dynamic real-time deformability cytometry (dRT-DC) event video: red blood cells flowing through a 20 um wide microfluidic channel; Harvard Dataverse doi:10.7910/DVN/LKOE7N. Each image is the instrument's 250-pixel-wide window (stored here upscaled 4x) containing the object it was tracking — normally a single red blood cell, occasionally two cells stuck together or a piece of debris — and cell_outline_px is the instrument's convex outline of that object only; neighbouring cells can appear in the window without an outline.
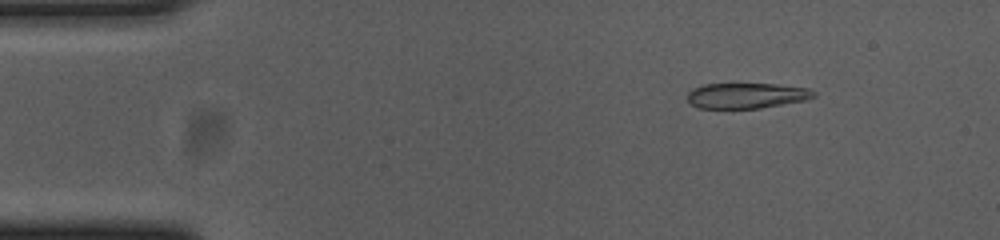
{"species": "common noctule bat (a hibernating species)", "species_latin": "Nyctalus noctula", "temperature_condition": "cold", "stored_images_in_passage": 15, "camera_frame_rate_fps": 3000, "um_per_image_px": 0.085, "animal": {"sex": "female", "body_mass_g": 23.0, "forearm_length_mm": 53.4}, "frame": {"image": 1, "passage_image": 7, "time_ms": 2.0, "image_size_px": [1000, 240], "cell_outline_px": [[816, 96], [808, 100], [760, 108], [700, 108], [688, 104], [688, 92], [692, 88], [704, 84], [776, 84], [808, 88], [816, 92]], "centroid_in_image_um": [63.46, 8.13], "position_along_channel_um": 21.5, "area_um2": 18.9}}